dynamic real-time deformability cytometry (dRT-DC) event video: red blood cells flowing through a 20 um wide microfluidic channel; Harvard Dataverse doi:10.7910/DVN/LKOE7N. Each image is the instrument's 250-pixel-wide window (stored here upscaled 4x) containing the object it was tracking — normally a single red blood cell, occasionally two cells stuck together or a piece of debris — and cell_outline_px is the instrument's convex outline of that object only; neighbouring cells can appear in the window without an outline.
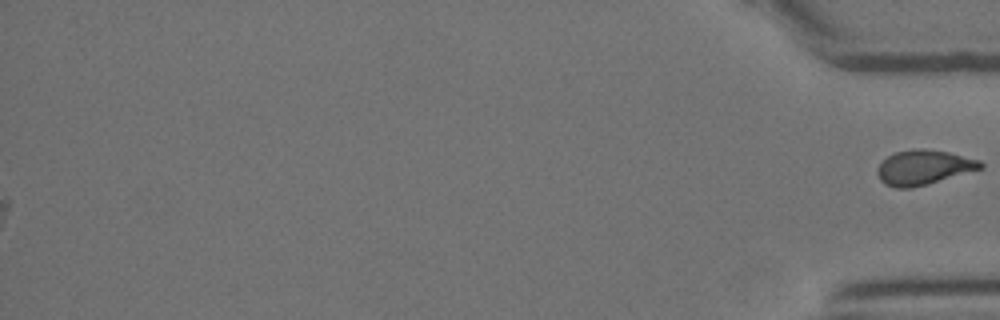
{"species": "Egyptian fruit bat (a non-hibernating species)", "species_latin": "Rousettus aegyptiacus", "temperature_condition": "room temperature", "stored_images_in_passage": 44, "segment_of_instrument_passage": [2, 2], "camera_frame_rate_fps": 3000, "um_per_image_px": 0.085, "animal": {"sex": "female"}, "frame": {"image": 1, "passage_image": 44, "time_ms": 14.333, "image_size_px": [1000, 320], "cell_outline_px": [[984, 168], [912, 188], [896, 188], [884, 184], [880, 180], [876, 172], [876, 168], [888, 156], [896, 152], [912, 148], [920, 148], [948, 152], [980, 160], [984, 164]], "centroid_in_image_um": [78.5, 14.23], "position_along_channel_um": 356.7, "area_um2": 20.87}}